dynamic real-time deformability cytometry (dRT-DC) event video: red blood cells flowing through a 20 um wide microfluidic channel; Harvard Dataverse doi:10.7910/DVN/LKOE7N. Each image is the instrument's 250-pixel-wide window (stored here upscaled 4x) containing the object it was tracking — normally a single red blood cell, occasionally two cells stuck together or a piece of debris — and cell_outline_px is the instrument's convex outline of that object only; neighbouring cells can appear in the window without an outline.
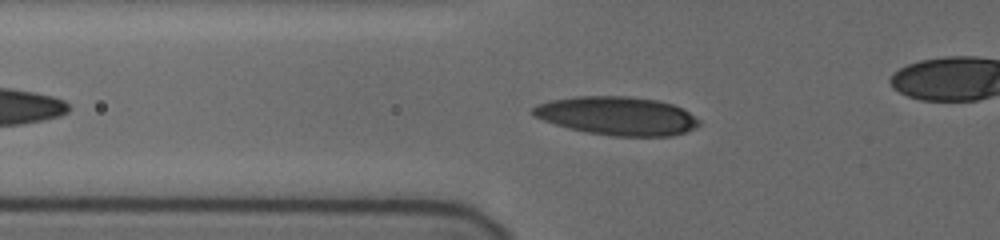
{"species": "human", "species_latin": "Homo sapiens", "temperature_condition": "cold", "stored_images_in_passage": 40, "camera_frame_rate_fps": 3000, "um_per_image_px": 0.085, "donor": {"sex": "female"}, "frame": {"image": 1, "passage_image": 9, "time_ms": 2.667, "image_size_px": [1000, 240], "cell_outline_px": [[700, 124], [696, 128], [672, 136], [612, 136], [588, 132], [568, 128], [532, 116], [532, 108], [536, 104], [552, 100], [576, 96], [628, 96], [656, 100], [672, 104], [684, 108], [700, 120]], "centroid_in_image_um": [52.47, 9.85], "position_along_channel_um": 73.3, "area_um2": 37.34}}
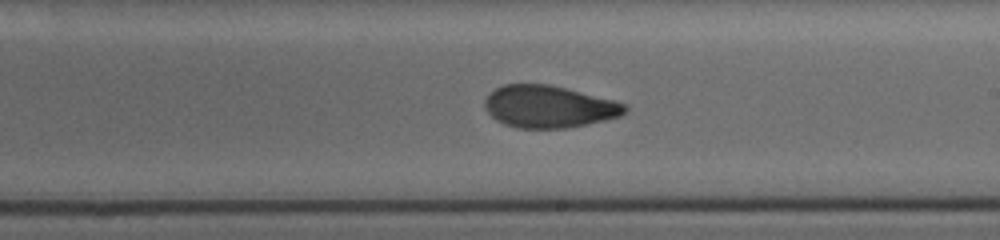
{"frame": {"image": 2, "passage_image": 23, "time_ms": 7.333, "image_size_px": [1000, 240], "cell_outline_px": [[628, 112], [620, 116], [604, 120], [564, 128], [516, 128], [504, 124], [496, 120], [484, 108], [484, 100], [496, 88], [504, 84], [548, 84], [612, 100], [624, 104], [628, 108]], "centroid_in_image_um": [46.62, 9.07], "position_along_channel_um": 242.4, "area_um2": 34.04}}
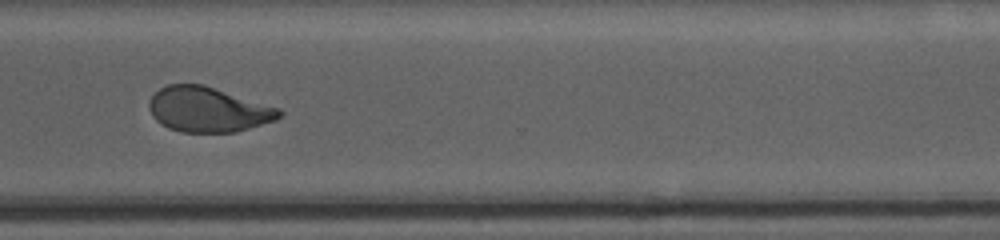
{"frame": {"image": 3, "passage_image": 32, "time_ms": 10.333, "image_size_px": [1000, 240], "cell_outline_px": [[284, 112], [276, 120], [236, 132], [180, 132], [168, 128], [160, 124], [152, 116], [148, 108], [148, 100], [160, 88], [168, 84], [204, 84], [280, 108]], "centroid_in_image_um": [17.67, 9.31], "position_along_channel_um": 352.9, "area_um2": 34.39}}